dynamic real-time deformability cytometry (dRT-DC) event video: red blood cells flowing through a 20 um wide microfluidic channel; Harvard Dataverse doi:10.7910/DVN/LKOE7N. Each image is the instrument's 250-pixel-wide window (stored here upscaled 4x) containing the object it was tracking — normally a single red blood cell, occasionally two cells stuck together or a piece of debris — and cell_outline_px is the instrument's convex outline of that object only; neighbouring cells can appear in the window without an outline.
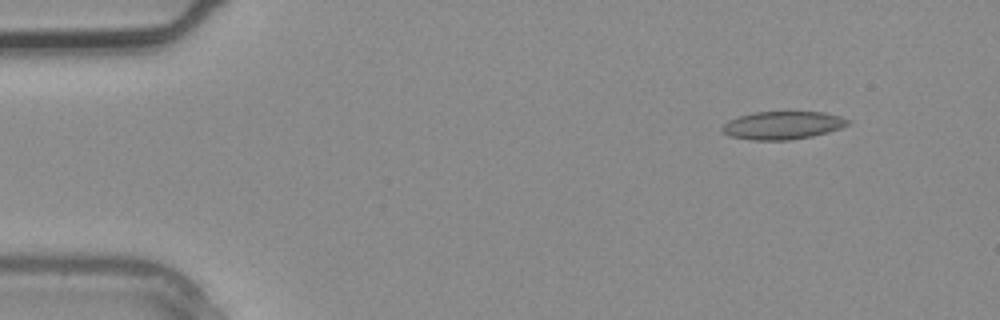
{"species": "common noctule bat (a hibernating species)", "species_latin": "Nyctalus noctula", "temperature_condition": "warm", "stored_images_in_passage": 2, "segment_of_instrument_passage": [2, 2], "camera_frame_rate_fps": 3000, "um_per_image_px": 0.085, "animal": {"sex": "male", "body_mass_g": 20.4}, "frame": {"image": 1, "passage_image": 2, "time_ms": 0.333, "image_size_px": [1000, 320], "cell_outline_px": [[852, 120], [848, 124], [840, 128], [828, 132], [812, 136], [792, 140], [752, 140], [728, 136], [720, 128], [728, 120], [740, 116], [756, 112], [824, 112], [840, 116]], "centroid_in_image_um": [66.53, 10.65], "position_along_channel_um": 18.5, "area_um2": 20.52}}